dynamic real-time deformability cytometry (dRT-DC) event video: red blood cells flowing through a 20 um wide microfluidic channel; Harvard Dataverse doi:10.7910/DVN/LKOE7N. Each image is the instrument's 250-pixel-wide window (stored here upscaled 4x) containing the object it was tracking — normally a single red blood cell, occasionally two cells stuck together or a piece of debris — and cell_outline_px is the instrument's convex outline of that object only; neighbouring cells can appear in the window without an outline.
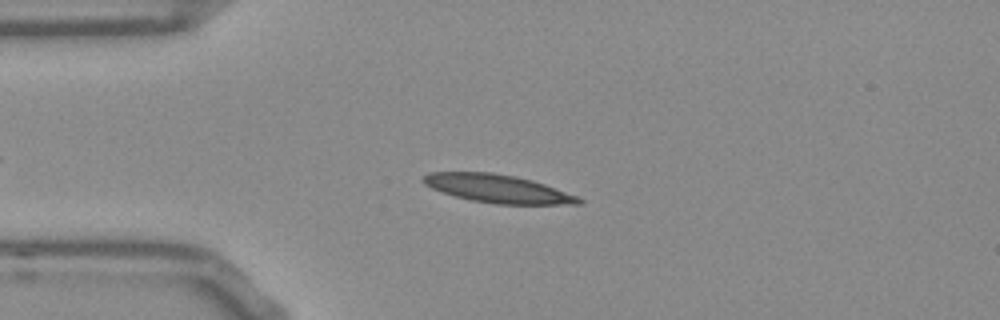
{"species": "Egyptian fruit bat (a non-hibernating species)", "species_latin": "Rousettus aegyptiacus", "temperature_condition": "room temperature", "stored_images_in_passage": 37, "camera_frame_rate_fps": 3000, "um_per_image_px": 0.085, "frame": {"image": 1, "passage_image": 9, "time_ms": 2.667, "image_size_px": [1000, 320], "cell_outline_px": [[584, 204], [496, 204], [472, 200], [456, 196], [432, 188], [424, 184], [420, 180], [428, 172], [492, 172], [532, 180], [544, 184], [576, 196], [584, 200]], "centroid_in_image_um": [42.29, 16.03], "position_along_channel_um": 42.7, "area_um2": 25.2}}
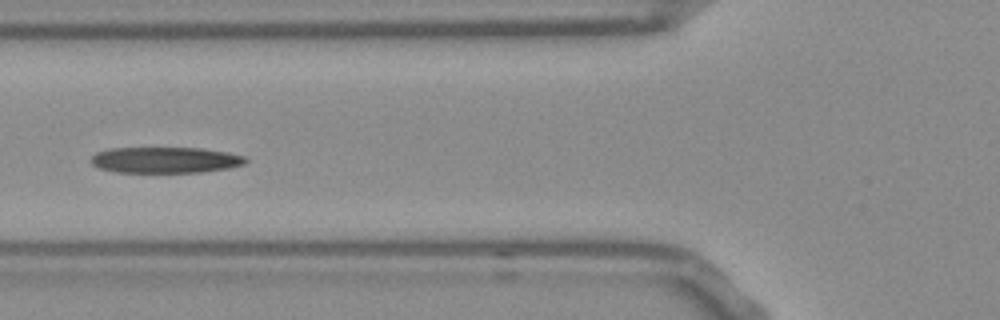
{"frame": {"image": 2, "passage_image": 16, "time_ms": 5.0, "image_size_px": [1000, 320], "cell_outline_px": [[248, 160], [244, 164], [228, 168], [200, 172], [116, 172], [100, 168], [92, 164], [88, 160], [96, 152], [112, 148], [200, 148], [224, 152], [244, 156]], "centroid_in_image_um": [14.01, 13.6], "position_along_channel_um": 111.8, "area_um2": 23.29}}
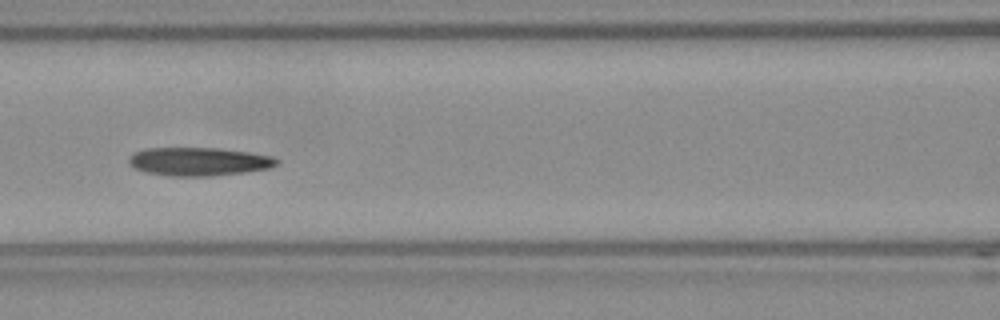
{"frame": {"image": 3, "passage_image": 19, "time_ms": 6.0, "image_size_px": [1000, 320], "cell_outline_px": [[280, 160], [276, 164], [268, 168], [244, 172], [212, 176], [168, 176], [148, 172], [136, 168], [128, 164], [128, 156], [132, 152], [144, 148], [216, 148], [248, 152], [272, 156]], "centroid_in_image_um": [16.85, 13.72], "position_along_channel_um": 149.8, "area_um2": 24.45}, "authors_computed_cell_mechanics": {"area_um2": 24.4494, "velocity_mm_per_s": 3.7525, "shape_relaxation_time_tau1_ms": null, "shape_relaxation_time_tau2_ms": 3.6774, "deformation_change_tau1": null, "deformation_change_tau2": 0.0958}}